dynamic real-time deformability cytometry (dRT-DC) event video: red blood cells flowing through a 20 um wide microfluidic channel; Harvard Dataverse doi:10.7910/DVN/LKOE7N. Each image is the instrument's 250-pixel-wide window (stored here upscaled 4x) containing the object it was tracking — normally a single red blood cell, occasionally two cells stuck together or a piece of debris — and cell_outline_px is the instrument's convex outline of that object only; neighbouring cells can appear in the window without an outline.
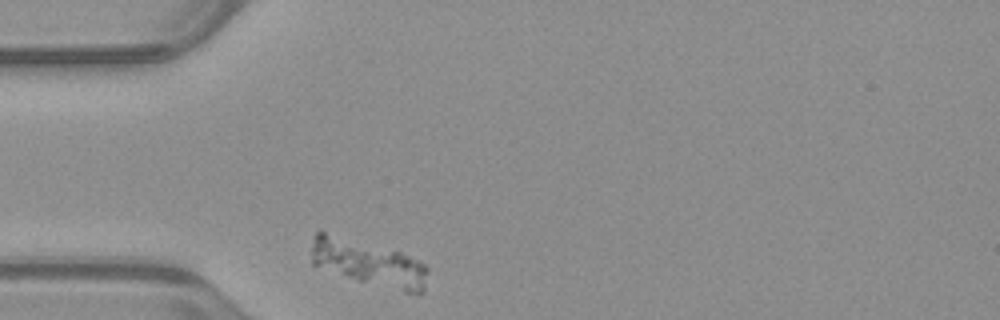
{"species": "common noctule bat (a hibernating species)", "species_latin": "Nyctalus noctula", "temperature_condition": "warm", "stored_images_in_passage": 31, "camera_frame_rate_fps": 3000, "um_per_image_px": 0.085, "animal": {"sex": "male", "body_mass_g": 23.1, "forearm_length_mm": 52.7}, "frame": {"image": 1, "passage_image": 1, "time_ms": 0.0, "image_size_px": [1000, 320], "cell_outline_px": [[428, 272], [424, 292], [420, 296], [404, 292], [360, 280], [312, 264], [312, 244], [316, 232], [324, 232], [400, 252], [424, 264], [428, 268]], "centroid_in_image_um": [31.4, 22.38], "position_along_channel_um": 53.6, "area_um2": 30.29}}
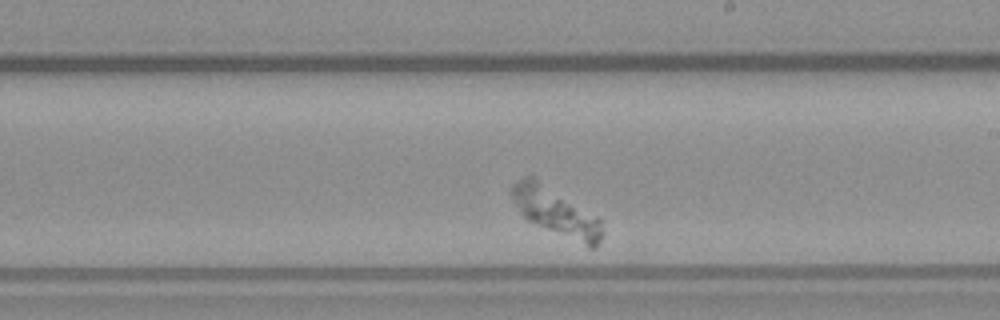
{"frame": {"image": 2, "passage_image": 18, "time_ms": 5.667, "image_size_px": [1000, 320], "cell_outline_px": [[604, 232], [596, 248], [588, 248], [528, 220], [524, 216], [512, 196], [512, 184], [516, 180], [524, 176], [532, 176], [600, 216]], "centroid_in_image_um": [47.35, 18.02], "position_along_channel_um": 241.6, "area_um2": 25.32}}
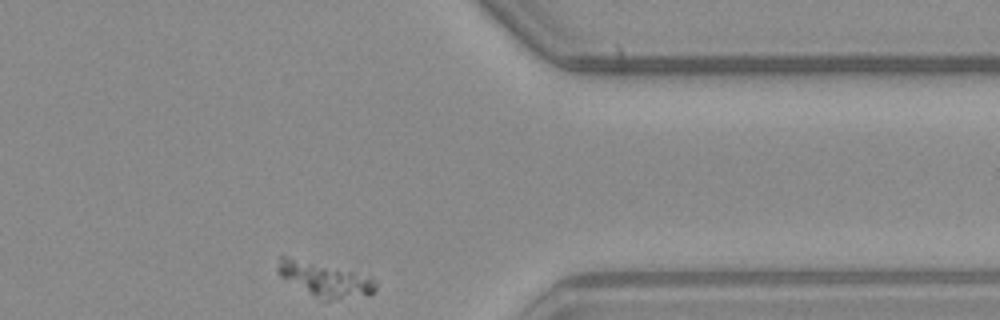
{"frame": {"image": 3, "passage_image": 31, "time_ms": 10.0, "image_size_px": [1000, 320], "cell_outline_px": [[376, 288], [368, 296], [328, 300], [324, 300], [316, 296], [280, 276], [276, 268], [280, 256], [288, 256], [356, 272], [372, 280], [376, 284]], "centroid_in_image_um": [27.59, 23.74], "position_along_channel_um": 383.8, "area_um2": 19.02}}